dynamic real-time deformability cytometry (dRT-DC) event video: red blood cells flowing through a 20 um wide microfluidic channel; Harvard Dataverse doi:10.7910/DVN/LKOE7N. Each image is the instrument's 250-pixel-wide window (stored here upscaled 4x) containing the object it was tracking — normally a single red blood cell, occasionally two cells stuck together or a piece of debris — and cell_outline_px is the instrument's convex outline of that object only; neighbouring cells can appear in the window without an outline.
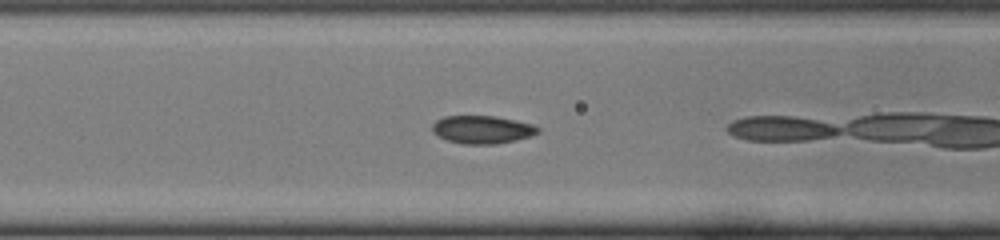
{"species": "common noctule bat (a hibernating species)", "species_latin": "Nyctalus noctula", "temperature_condition": "cold", "stored_images_in_passage": 17, "camera_frame_rate_fps": 3000, "um_per_image_px": 0.085, "animal": {"sex": "female", "body_mass_g": 22.0, "forearm_length_mm": 56.7}, "frame": {"image": 1, "passage_image": 15, "time_ms": 4.667, "image_size_px": [1000, 240], "cell_outline_px": [[540, 132], [532, 136], [496, 144], [464, 144], [448, 140], [432, 132], [432, 124], [436, 120], [444, 116], [496, 116], [532, 124], [540, 128]], "centroid_in_image_um": [41.0, 11.01], "position_along_channel_um": 125.6, "area_um2": 17.17}}